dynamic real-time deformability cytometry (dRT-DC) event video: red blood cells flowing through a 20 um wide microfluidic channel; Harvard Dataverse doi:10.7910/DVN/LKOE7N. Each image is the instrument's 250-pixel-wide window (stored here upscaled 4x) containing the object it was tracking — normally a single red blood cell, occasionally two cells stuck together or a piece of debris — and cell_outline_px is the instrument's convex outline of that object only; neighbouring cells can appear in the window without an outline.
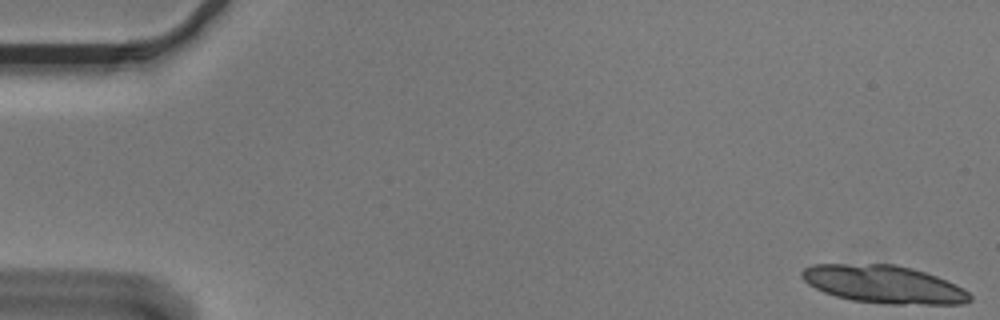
{"species": "Egyptian fruit bat (a non-hibernating species)", "species_latin": "Rousettus aegyptiacus", "temperature_condition": "cold", "stored_images_in_passage": 16, "camera_frame_rate_fps": 3000, "um_per_image_px": 0.085, "animal": {"sex": "male"}, "frame": {"image": 1, "passage_image": 1, "time_ms": 0.0, "image_size_px": [1000, 320], "cell_outline_px": [[972, 300], [964, 304], [888, 304], [852, 300], [836, 296], [824, 292], [808, 284], [800, 276], [800, 272], [804, 268], [812, 264], [896, 264], [912, 268], [936, 276], [956, 284], [964, 288], [972, 296]], "centroid_in_image_um": [75.13, 24.16], "position_along_channel_um": 9.9, "area_um2": 37.17}}